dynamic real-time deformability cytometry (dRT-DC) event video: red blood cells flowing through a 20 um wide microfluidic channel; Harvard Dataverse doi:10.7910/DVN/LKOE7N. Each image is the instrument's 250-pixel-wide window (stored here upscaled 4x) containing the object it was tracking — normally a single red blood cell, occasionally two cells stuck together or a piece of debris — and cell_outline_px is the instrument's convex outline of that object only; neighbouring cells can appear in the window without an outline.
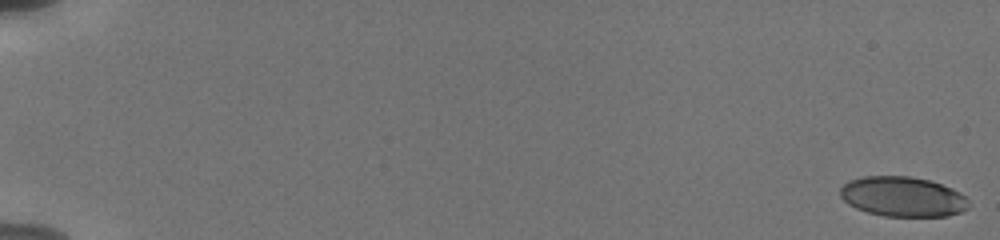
{"species": "human", "species_latin": "Homo sapiens", "temperature_condition": "cold", "stored_images_in_passage": 38, "camera_frame_rate_fps": 3000, "um_per_image_px": 0.085, "donor": {"sex": "male"}, "frame": {"image": 1, "passage_image": 1, "time_ms": 0.0, "image_size_px": [1000, 240], "cell_outline_px": [[968, 208], [960, 212], [948, 216], [884, 216], [868, 212], [856, 208], [848, 204], [840, 196], [840, 188], [848, 180], [864, 176], [912, 176], [928, 180], [952, 188], [960, 192], [968, 200]], "centroid_in_image_um": [76.72, 16.71], "position_along_channel_um": 8.3, "area_um2": 29.94}}
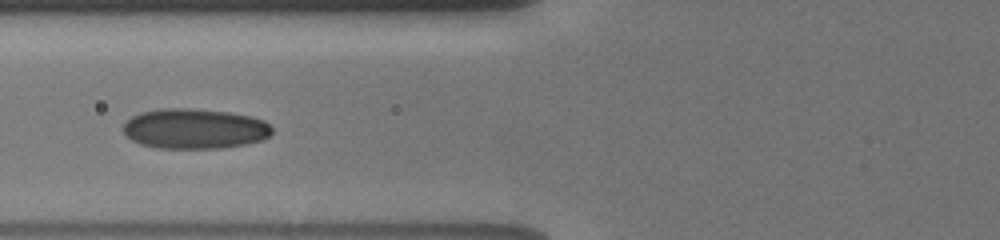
{"frame": {"image": 2, "passage_image": 20, "time_ms": 8.0, "image_size_px": [1000, 240], "cell_outline_px": [[272, 132], [268, 136], [260, 140], [244, 144], [220, 148], [160, 148], [140, 144], [132, 140], [124, 132], [124, 124], [132, 116], [140, 112], [160, 108], [192, 108], [228, 112], [252, 116], [264, 120], [272, 128]], "centroid_in_image_um": [16.54, 10.93], "position_along_channel_um": 109.3, "area_um2": 34.74}}
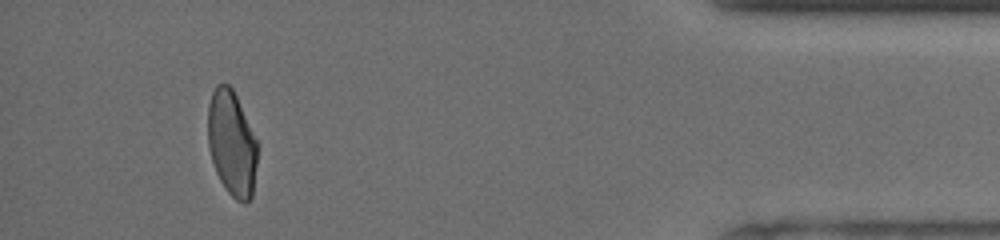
{"frame": {"image": 3, "passage_image": 38, "time_ms": 17.333, "image_size_px": [1000, 240], "cell_outline_px": [[256, 164], [252, 196], [244, 204], [236, 200], [228, 192], [220, 180], [216, 172], [208, 148], [208, 104], [212, 92], [216, 84], [228, 84], [232, 88], [236, 96], [256, 140]], "centroid_in_image_um": [19.67, 12.19], "position_along_channel_um": 415.5, "area_um2": 30.0}, "authors_computed_cell_mechanics": {"area_um2": 32.5414, "velocity_mm_per_s": 3.7976, "shape_relaxation_time_tau1_ms": 10.4518, "shape_relaxation_time_tau2_ms": 1.6994, "deformation_change_tau1": 0.2334, "deformation_change_tau2": 0.0658}}